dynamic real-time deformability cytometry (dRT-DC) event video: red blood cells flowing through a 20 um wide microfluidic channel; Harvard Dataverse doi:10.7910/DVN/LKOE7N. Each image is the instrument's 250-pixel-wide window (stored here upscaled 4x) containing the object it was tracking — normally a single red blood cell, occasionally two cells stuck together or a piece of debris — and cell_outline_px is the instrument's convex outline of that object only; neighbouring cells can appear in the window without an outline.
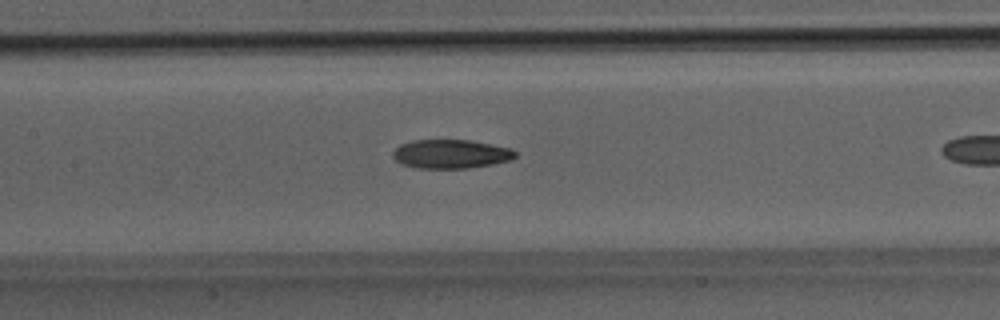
{"species": "Egyptian fruit bat (a non-hibernating species)", "species_latin": "Rousettus aegyptiacus", "temperature_condition": "room temperature", "stored_images_in_passage": 18, "camera_frame_rate_fps": 3000, "um_per_image_px": 0.085, "animal": {"sex": "male"}, "frame": {"image": 1, "passage_image": 6, "time_ms": 1.667, "image_size_px": [1000, 320], "cell_outline_px": [[516, 156], [512, 160], [492, 164], [468, 168], [416, 168], [400, 164], [392, 156], [392, 152], [400, 144], [412, 140], [468, 140], [508, 148], [516, 152]], "centroid_in_image_um": [38.27, 13.09], "position_along_channel_um": 169.1, "area_um2": 20.52}}